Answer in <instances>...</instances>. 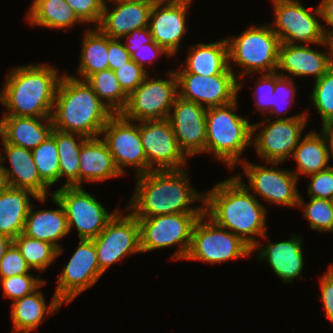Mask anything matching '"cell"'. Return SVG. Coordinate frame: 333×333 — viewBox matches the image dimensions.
Instances as JSON below:
<instances>
[{"label":"cell","instance_id":"obj_48","mask_svg":"<svg viewBox=\"0 0 333 333\" xmlns=\"http://www.w3.org/2000/svg\"><path fill=\"white\" fill-rule=\"evenodd\" d=\"M118 38L108 36V62L109 69L115 71L131 60V55L125 45Z\"/></svg>","mask_w":333,"mask_h":333},{"label":"cell","instance_id":"obj_3","mask_svg":"<svg viewBox=\"0 0 333 333\" xmlns=\"http://www.w3.org/2000/svg\"><path fill=\"white\" fill-rule=\"evenodd\" d=\"M58 75V70L48 65L12 67L0 94V102L8 109L3 115L52 117L62 77Z\"/></svg>","mask_w":333,"mask_h":333},{"label":"cell","instance_id":"obj_14","mask_svg":"<svg viewBox=\"0 0 333 333\" xmlns=\"http://www.w3.org/2000/svg\"><path fill=\"white\" fill-rule=\"evenodd\" d=\"M92 240L103 273L127 255L141 252L139 223L130 212L123 216L118 211L105 229Z\"/></svg>","mask_w":333,"mask_h":333},{"label":"cell","instance_id":"obj_5","mask_svg":"<svg viewBox=\"0 0 333 333\" xmlns=\"http://www.w3.org/2000/svg\"><path fill=\"white\" fill-rule=\"evenodd\" d=\"M238 100L206 108V147L227 168H235L245 147L252 145V124L237 114Z\"/></svg>","mask_w":333,"mask_h":333},{"label":"cell","instance_id":"obj_35","mask_svg":"<svg viewBox=\"0 0 333 333\" xmlns=\"http://www.w3.org/2000/svg\"><path fill=\"white\" fill-rule=\"evenodd\" d=\"M86 81L113 114L121 113L125 109L128 95L121 88L113 70L106 69L93 73Z\"/></svg>","mask_w":333,"mask_h":333},{"label":"cell","instance_id":"obj_29","mask_svg":"<svg viewBox=\"0 0 333 333\" xmlns=\"http://www.w3.org/2000/svg\"><path fill=\"white\" fill-rule=\"evenodd\" d=\"M187 52L186 67L181 72L201 76L235 74L229 68L227 38L214 43L192 45Z\"/></svg>","mask_w":333,"mask_h":333},{"label":"cell","instance_id":"obj_23","mask_svg":"<svg viewBox=\"0 0 333 333\" xmlns=\"http://www.w3.org/2000/svg\"><path fill=\"white\" fill-rule=\"evenodd\" d=\"M302 235L293 234L291 239L278 243H269L261 249L256 245L252 251H259L258 259L266 260L273 272L283 280L291 283L300 277L304 266V255L302 252Z\"/></svg>","mask_w":333,"mask_h":333},{"label":"cell","instance_id":"obj_18","mask_svg":"<svg viewBox=\"0 0 333 333\" xmlns=\"http://www.w3.org/2000/svg\"><path fill=\"white\" fill-rule=\"evenodd\" d=\"M102 275L93 240L80 239L76 251L63 267L54 295L62 303H70L81 292L95 285Z\"/></svg>","mask_w":333,"mask_h":333},{"label":"cell","instance_id":"obj_16","mask_svg":"<svg viewBox=\"0 0 333 333\" xmlns=\"http://www.w3.org/2000/svg\"><path fill=\"white\" fill-rule=\"evenodd\" d=\"M140 124V137L147 158L148 172L183 168L186 170L184 165L187 156L178 145L169 119L142 121Z\"/></svg>","mask_w":333,"mask_h":333},{"label":"cell","instance_id":"obj_43","mask_svg":"<svg viewBox=\"0 0 333 333\" xmlns=\"http://www.w3.org/2000/svg\"><path fill=\"white\" fill-rule=\"evenodd\" d=\"M30 266L27 264L20 250L12 243L0 260V278H8L20 274L30 273Z\"/></svg>","mask_w":333,"mask_h":333},{"label":"cell","instance_id":"obj_12","mask_svg":"<svg viewBox=\"0 0 333 333\" xmlns=\"http://www.w3.org/2000/svg\"><path fill=\"white\" fill-rule=\"evenodd\" d=\"M82 188L83 186L61 187L52 195L65 210L69 232L75 225L79 240H92L105 229L119 209L113 213L107 212L95 197Z\"/></svg>","mask_w":333,"mask_h":333},{"label":"cell","instance_id":"obj_2","mask_svg":"<svg viewBox=\"0 0 333 333\" xmlns=\"http://www.w3.org/2000/svg\"><path fill=\"white\" fill-rule=\"evenodd\" d=\"M136 178V190L127 208L136 218L204 213L205 195L191 187L184 169L151 170ZM195 201H202L203 206L190 207Z\"/></svg>","mask_w":333,"mask_h":333},{"label":"cell","instance_id":"obj_45","mask_svg":"<svg viewBox=\"0 0 333 333\" xmlns=\"http://www.w3.org/2000/svg\"><path fill=\"white\" fill-rule=\"evenodd\" d=\"M259 78L260 79L257 82L258 85L253 92L255 108L257 111H262L263 115L266 113L269 115L272 108V98L275 90V72L263 73Z\"/></svg>","mask_w":333,"mask_h":333},{"label":"cell","instance_id":"obj_21","mask_svg":"<svg viewBox=\"0 0 333 333\" xmlns=\"http://www.w3.org/2000/svg\"><path fill=\"white\" fill-rule=\"evenodd\" d=\"M2 145L6 156H1V163L8 158L11 169L1 164V167L7 175L10 187L28 189L37 197H47L49 186L39 176L37 167L34 163L32 151L2 139Z\"/></svg>","mask_w":333,"mask_h":333},{"label":"cell","instance_id":"obj_20","mask_svg":"<svg viewBox=\"0 0 333 333\" xmlns=\"http://www.w3.org/2000/svg\"><path fill=\"white\" fill-rule=\"evenodd\" d=\"M192 0H164L152 7L149 29L153 40L170 55L178 53L186 28V15Z\"/></svg>","mask_w":333,"mask_h":333},{"label":"cell","instance_id":"obj_39","mask_svg":"<svg viewBox=\"0 0 333 333\" xmlns=\"http://www.w3.org/2000/svg\"><path fill=\"white\" fill-rule=\"evenodd\" d=\"M310 99L321 116L322 125L333 123V71L330 68L315 81Z\"/></svg>","mask_w":333,"mask_h":333},{"label":"cell","instance_id":"obj_42","mask_svg":"<svg viewBox=\"0 0 333 333\" xmlns=\"http://www.w3.org/2000/svg\"><path fill=\"white\" fill-rule=\"evenodd\" d=\"M293 85L295 84L292 78L281 76L279 73L275 72V90L272 98V108L269 115L274 117V114H276L278 117V115L284 114L282 111H285V113L288 111L287 108L281 110L279 106L286 102H288L287 104L291 102L290 106H292L293 102H295L294 98L296 89Z\"/></svg>","mask_w":333,"mask_h":333},{"label":"cell","instance_id":"obj_4","mask_svg":"<svg viewBox=\"0 0 333 333\" xmlns=\"http://www.w3.org/2000/svg\"><path fill=\"white\" fill-rule=\"evenodd\" d=\"M52 113L53 127L78 133L87 138L100 137L113 113L98 98L86 80L62 75L57 87Z\"/></svg>","mask_w":333,"mask_h":333},{"label":"cell","instance_id":"obj_26","mask_svg":"<svg viewBox=\"0 0 333 333\" xmlns=\"http://www.w3.org/2000/svg\"><path fill=\"white\" fill-rule=\"evenodd\" d=\"M79 186L83 181L100 182L122 176L115 165L106 142L101 138H87L79 154Z\"/></svg>","mask_w":333,"mask_h":333},{"label":"cell","instance_id":"obj_13","mask_svg":"<svg viewBox=\"0 0 333 333\" xmlns=\"http://www.w3.org/2000/svg\"><path fill=\"white\" fill-rule=\"evenodd\" d=\"M132 122V123H131ZM126 119L121 113L113 114L102 129L101 135L122 175L124 167L132 166L136 176L148 172L147 158L140 137V124ZM124 166V167H123Z\"/></svg>","mask_w":333,"mask_h":333},{"label":"cell","instance_id":"obj_36","mask_svg":"<svg viewBox=\"0 0 333 333\" xmlns=\"http://www.w3.org/2000/svg\"><path fill=\"white\" fill-rule=\"evenodd\" d=\"M13 243L33 270L43 271L57 258L58 249L54 245L30 238L23 233L16 237Z\"/></svg>","mask_w":333,"mask_h":333},{"label":"cell","instance_id":"obj_24","mask_svg":"<svg viewBox=\"0 0 333 333\" xmlns=\"http://www.w3.org/2000/svg\"><path fill=\"white\" fill-rule=\"evenodd\" d=\"M329 68V50L318 52L308 45L288 43H281L279 47L276 72L281 76L292 78L312 75L317 81ZM280 69L287 71L291 76L278 72Z\"/></svg>","mask_w":333,"mask_h":333},{"label":"cell","instance_id":"obj_28","mask_svg":"<svg viewBox=\"0 0 333 333\" xmlns=\"http://www.w3.org/2000/svg\"><path fill=\"white\" fill-rule=\"evenodd\" d=\"M45 202L28 189L8 187L0 193V234L14 240L23 233L25 220L31 207V197Z\"/></svg>","mask_w":333,"mask_h":333},{"label":"cell","instance_id":"obj_44","mask_svg":"<svg viewBox=\"0 0 333 333\" xmlns=\"http://www.w3.org/2000/svg\"><path fill=\"white\" fill-rule=\"evenodd\" d=\"M75 15L83 23L99 25L105 0H65Z\"/></svg>","mask_w":333,"mask_h":333},{"label":"cell","instance_id":"obj_56","mask_svg":"<svg viewBox=\"0 0 333 333\" xmlns=\"http://www.w3.org/2000/svg\"><path fill=\"white\" fill-rule=\"evenodd\" d=\"M125 1H130V2H141L145 4H151L154 5L155 3L164 1V0H125Z\"/></svg>","mask_w":333,"mask_h":333},{"label":"cell","instance_id":"obj_17","mask_svg":"<svg viewBox=\"0 0 333 333\" xmlns=\"http://www.w3.org/2000/svg\"><path fill=\"white\" fill-rule=\"evenodd\" d=\"M175 72L178 80V96L206 108L223 106L237 99L241 81L235 74L201 76L188 72ZM204 103V104H203Z\"/></svg>","mask_w":333,"mask_h":333},{"label":"cell","instance_id":"obj_9","mask_svg":"<svg viewBox=\"0 0 333 333\" xmlns=\"http://www.w3.org/2000/svg\"><path fill=\"white\" fill-rule=\"evenodd\" d=\"M272 1L275 12L272 29L281 43L327 46L324 26L316 18L321 19L319 5L312 11V7L306 9L298 0Z\"/></svg>","mask_w":333,"mask_h":333},{"label":"cell","instance_id":"obj_27","mask_svg":"<svg viewBox=\"0 0 333 333\" xmlns=\"http://www.w3.org/2000/svg\"><path fill=\"white\" fill-rule=\"evenodd\" d=\"M52 199L59 209L35 210L31 205L25 220L23 234L40 241L51 243L62 254V247L58 240L69 234L67 218L62 204L52 195Z\"/></svg>","mask_w":333,"mask_h":333},{"label":"cell","instance_id":"obj_34","mask_svg":"<svg viewBox=\"0 0 333 333\" xmlns=\"http://www.w3.org/2000/svg\"><path fill=\"white\" fill-rule=\"evenodd\" d=\"M78 74L80 80H86L98 71L109 69L108 36L98 27L84 33Z\"/></svg>","mask_w":333,"mask_h":333},{"label":"cell","instance_id":"obj_54","mask_svg":"<svg viewBox=\"0 0 333 333\" xmlns=\"http://www.w3.org/2000/svg\"><path fill=\"white\" fill-rule=\"evenodd\" d=\"M9 187L7 175L0 165V193Z\"/></svg>","mask_w":333,"mask_h":333},{"label":"cell","instance_id":"obj_50","mask_svg":"<svg viewBox=\"0 0 333 333\" xmlns=\"http://www.w3.org/2000/svg\"><path fill=\"white\" fill-rule=\"evenodd\" d=\"M125 37H127L124 43L125 47H140L143 44L152 43L154 41L149 27L134 29L122 38Z\"/></svg>","mask_w":333,"mask_h":333},{"label":"cell","instance_id":"obj_32","mask_svg":"<svg viewBox=\"0 0 333 333\" xmlns=\"http://www.w3.org/2000/svg\"><path fill=\"white\" fill-rule=\"evenodd\" d=\"M51 134L55 137L57 144L59 180L63 176L67 178L62 187L79 186V154L87 137L78 133L60 131L55 128H53ZM77 137L78 142L76 141Z\"/></svg>","mask_w":333,"mask_h":333},{"label":"cell","instance_id":"obj_51","mask_svg":"<svg viewBox=\"0 0 333 333\" xmlns=\"http://www.w3.org/2000/svg\"><path fill=\"white\" fill-rule=\"evenodd\" d=\"M319 3L322 20L327 26L332 27V29L324 28L326 39H331L333 38V0H321Z\"/></svg>","mask_w":333,"mask_h":333},{"label":"cell","instance_id":"obj_38","mask_svg":"<svg viewBox=\"0 0 333 333\" xmlns=\"http://www.w3.org/2000/svg\"><path fill=\"white\" fill-rule=\"evenodd\" d=\"M309 203H305L299 196L298 207L304 209V217L308 220L310 227L319 232L329 231L333 233V207L331 201L322 198L309 197Z\"/></svg>","mask_w":333,"mask_h":333},{"label":"cell","instance_id":"obj_22","mask_svg":"<svg viewBox=\"0 0 333 333\" xmlns=\"http://www.w3.org/2000/svg\"><path fill=\"white\" fill-rule=\"evenodd\" d=\"M109 1H113L116 6L111 10L105 1L101 21L97 27L110 38L122 39L134 29L149 26L153 5L125 0Z\"/></svg>","mask_w":333,"mask_h":333},{"label":"cell","instance_id":"obj_8","mask_svg":"<svg viewBox=\"0 0 333 333\" xmlns=\"http://www.w3.org/2000/svg\"><path fill=\"white\" fill-rule=\"evenodd\" d=\"M205 218L203 214L194 225L186 260L215 264L252 254V248L237 235Z\"/></svg>","mask_w":333,"mask_h":333},{"label":"cell","instance_id":"obj_41","mask_svg":"<svg viewBox=\"0 0 333 333\" xmlns=\"http://www.w3.org/2000/svg\"><path fill=\"white\" fill-rule=\"evenodd\" d=\"M114 72L121 88L128 96L148 75L146 68L141 67L132 59L120 66Z\"/></svg>","mask_w":333,"mask_h":333},{"label":"cell","instance_id":"obj_19","mask_svg":"<svg viewBox=\"0 0 333 333\" xmlns=\"http://www.w3.org/2000/svg\"><path fill=\"white\" fill-rule=\"evenodd\" d=\"M169 114V121L184 154L194 156L205 153L206 106L177 96Z\"/></svg>","mask_w":333,"mask_h":333},{"label":"cell","instance_id":"obj_7","mask_svg":"<svg viewBox=\"0 0 333 333\" xmlns=\"http://www.w3.org/2000/svg\"><path fill=\"white\" fill-rule=\"evenodd\" d=\"M204 213H176L137 218L140 229L141 252H150L178 245L172 259L186 258L195 223Z\"/></svg>","mask_w":333,"mask_h":333},{"label":"cell","instance_id":"obj_25","mask_svg":"<svg viewBox=\"0 0 333 333\" xmlns=\"http://www.w3.org/2000/svg\"><path fill=\"white\" fill-rule=\"evenodd\" d=\"M44 120V121H40ZM52 117H26L3 115L0 120L2 139L17 146L33 150L44 142L53 130Z\"/></svg>","mask_w":333,"mask_h":333},{"label":"cell","instance_id":"obj_11","mask_svg":"<svg viewBox=\"0 0 333 333\" xmlns=\"http://www.w3.org/2000/svg\"><path fill=\"white\" fill-rule=\"evenodd\" d=\"M166 80L148 79L128 96V102L121 114L131 121L166 119L178 96V80L175 71H169Z\"/></svg>","mask_w":333,"mask_h":333},{"label":"cell","instance_id":"obj_37","mask_svg":"<svg viewBox=\"0 0 333 333\" xmlns=\"http://www.w3.org/2000/svg\"><path fill=\"white\" fill-rule=\"evenodd\" d=\"M31 151L41 179L49 187L59 181V156L55 137L50 134Z\"/></svg>","mask_w":333,"mask_h":333},{"label":"cell","instance_id":"obj_52","mask_svg":"<svg viewBox=\"0 0 333 333\" xmlns=\"http://www.w3.org/2000/svg\"><path fill=\"white\" fill-rule=\"evenodd\" d=\"M321 134L324 137L330 159L331 156L333 157V123L323 124Z\"/></svg>","mask_w":333,"mask_h":333},{"label":"cell","instance_id":"obj_1","mask_svg":"<svg viewBox=\"0 0 333 333\" xmlns=\"http://www.w3.org/2000/svg\"><path fill=\"white\" fill-rule=\"evenodd\" d=\"M204 214L218 226L229 229L252 249L260 245L256 237L266 236V208L244 186L241 176H233L207 192Z\"/></svg>","mask_w":333,"mask_h":333},{"label":"cell","instance_id":"obj_15","mask_svg":"<svg viewBox=\"0 0 333 333\" xmlns=\"http://www.w3.org/2000/svg\"><path fill=\"white\" fill-rule=\"evenodd\" d=\"M240 162L249 181V185L243 184L254 195H260L270 204L298 207L300 193L296 184L299 178L292 171L275 169L280 162H266L271 164L269 168L245 159Z\"/></svg>","mask_w":333,"mask_h":333},{"label":"cell","instance_id":"obj_40","mask_svg":"<svg viewBox=\"0 0 333 333\" xmlns=\"http://www.w3.org/2000/svg\"><path fill=\"white\" fill-rule=\"evenodd\" d=\"M41 276L33 277L30 273L0 278V284L3 288V294L6 298L13 301L21 299L36 291L47 282L41 280Z\"/></svg>","mask_w":333,"mask_h":333},{"label":"cell","instance_id":"obj_53","mask_svg":"<svg viewBox=\"0 0 333 333\" xmlns=\"http://www.w3.org/2000/svg\"><path fill=\"white\" fill-rule=\"evenodd\" d=\"M13 243V240L10 239L8 236L0 234V260L6 253L8 247Z\"/></svg>","mask_w":333,"mask_h":333},{"label":"cell","instance_id":"obj_10","mask_svg":"<svg viewBox=\"0 0 333 333\" xmlns=\"http://www.w3.org/2000/svg\"><path fill=\"white\" fill-rule=\"evenodd\" d=\"M307 111L296 116L281 117L275 121L266 119L262 123L252 124V136L261 125L264 127L255 135L252 145L257 151L259 158L265 162H284L292 157L295 148L299 144L302 132L306 126ZM269 121V122H268ZM266 124V125H264Z\"/></svg>","mask_w":333,"mask_h":333},{"label":"cell","instance_id":"obj_31","mask_svg":"<svg viewBox=\"0 0 333 333\" xmlns=\"http://www.w3.org/2000/svg\"><path fill=\"white\" fill-rule=\"evenodd\" d=\"M28 10L27 21L34 26L67 28L82 23L65 0H33Z\"/></svg>","mask_w":333,"mask_h":333},{"label":"cell","instance_id":"obj_33","mask_svg":"<svg viewBox=\"0 0 333 333\" xmlns=\"http://www.w3.org/2000/svg\"><path fill=\"white\" fill-rule=\"evenodd\" d=\"M292 158L297 162V171H292L297 177L299 173L308 176L331 167L324 137L315 131L308 132L300 139Z\"/></svg>","mask_w":333,"mask_h":333},{"label":"cell","instance_id":"obj_49","mask_svg":"<svg viewBox=\"0 0 333 333\" xmlns=\"http://www.w3.org/2000/svg\"><path fill=\"white\" fill-rule=\"evenodd\" d=\"M321 300L324 306L325 315L333 324V268L329 266L325 275L320 279Z\"/></svg>","mask_w":333,"mask_h":333},{"label":"cell","instance_id":"obj_46","mask_svg":"<svg viewBox=\"0 0 333 333\" xmlns=\"http://www.w3.org/2000/svg\"><path fill=\"white\" fill-rule=\"evenodd\" d=\"M308 176L311 177V182L308 184V195L312 198L330 200L333 196V166Z\"/></svg>","mask_w":333,"mask_h":333},{"label":"cell","instance_id":"obj_47","mask_svg":"<svg viewBox=\"0 0 333 333\" xmlns=\"http://www.w3.org/2000/svg\"><path fill=\"white\" fill-rule=\"evenodd\" d=\"M127 51L131 55V59L134 60L138 65L145 68V63H153L152 59L156 58L158 55H168L171 57L163 47L158 45L155 41L152 43L143 44L140 47H126Z\"/></svg>","mask_w":333,"mask_h":333},{"label":"cell","instance_id":"obj_30","mask_svg":"<svg viewBox=\"0 0 333 333\" xmlns=\"http://www.w3.org/2000/svg\"><path fill=\"white\" fill-rule=\"evenodd\" d=\"M62 304L54 295L50 305L47 306L39 289L21 299L12 301L13 331L15 333H30L43 322L45 313L48 315L55 313Z\"/></svg>","mask_w":333,"mask_h":333},{"label":"cell","instance_id":"obj_57","mask_svg":"<svg viewBox=\"0 0 333 333\" xmlns=\"http://www.w3.org/2000/svg\"><path fill=\"white\" fill-rule=\"evenodd\" d=\"M330 201H331V205L333 207V196L331 197Z\"/></svg>","mask_w":333,"mask_h":333},{"label":"cell","instance_id":"obj_55","mask_svg":"<svg viewBox=\"0 0 333 333\" xmlns=\"http://www.w3.org/2000/svg\"><path fill=\"white\" fill-rule=\"evenodd\" d=\"M326 43L328 46V50H329V66L330 69L333 71V38L331 39H326Z\"/></svg>","mask_w":333,"mask_h":333},{"label":"cell","instance_id":"obj_6","mask_svg":"<svg viewBox=\"0 0 333 333\" xmlns=\"http://www.w3.org/2000/svg\"><path fill=\"white\" fill-rule=\"evenodd\" d=\"M229 68L231 63L241 66L240 79L251 73H273L277 70L279 37L271 26H250L239 36L227 38ZM232 61V62H231Z\"/></svg>","mask_w":333,"mask_h":333}]
</instances>
